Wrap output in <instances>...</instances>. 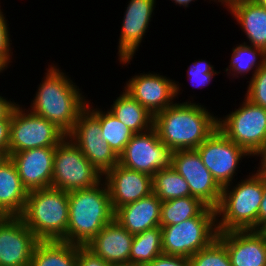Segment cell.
<instances>
[{"mask_svg":"<svg viewBox=\"0 0 266 266\" xmlns=\"http://www.w3.org/2000/svg\"><path fill=\"white\" fill-rule=\"evenodd\" d=\"M56 64H48L45 76L37 85L33 99H30L28 109L52 122L68 135L79 114L86 108L89 97L79 89L75 80L69 77V72L66 73Z\"/></svg>","mask_w":266,"mask_h":266,"instance_id":"obj_1","label":"cell"},{"mask_svg":"<svg viewBox=\"0 0 266 266\" xmlns=\"http://www.w3.org/2000/svg\"><path fill=\"white\" fill-rule=\"evenodd\" d=\"M194 101H177L154 116L153 127L172 152L196 149L218 129V115Z\"/></svg>","mask_w":266,"mask_h":266,"instance_id":"obj_2","label":"cell"},{"mask_svg":"<svg viewBox=\"0 0 266 266\" xmlns=\"http://www.w3.org/2000/svg\"><path fill=\"white\" fill-rule=\"evenodd\" d=\"M253 168L257 170L222 188L216 208L218 232L258 230V212L264 193L263 168Z\"/></svg>","mask_w":266,"mask_h":266,"instance_id":"obj_3","label":"cell"},{"mask_svg":"<svg viewBox=\"0 0 266 266\" xmlns=\"http://www.w3.org/2000/svg\"><path fill=\"white\" fill-rule=\"evenodd\" d=\"M67 243L86 246L114 219L109 191L104 181L97 186L68 192Z\"/></svg>","mask_w":266,"mask_h":266,"instance_id":"obj_4","label":"cell"},{"mask_svg":"<svg viewBox=\"0 0 266 266\" xmlns=\"http://www.w3.org/2000/svg\"><path fill=\"white\" fill-rule=\"evenodd\" d=\"M20 217L39 241L67 242L68 192L52 187L29 191Z\"/></svg>","mask_w":266,"mask_h":266,"instance_id":"obj_5","label":"cell"},{"mask_svg":"<svg viewBox=\"0 0 266 266\" xmlns=\"http://www.w3.org/2000/svg\"><path fill=\"white\" fill-rule=\"evenodd\" d=\"M243 97L238 108L217 117V126L227 138L256 159L266 148V109Z\"/></svg>","mask_w":266,"mask_h":266,"instance_id":"obj_6","label":"cell"},{"mask_svg":"<svg viewBox=\"0 0 266 266\" xmlns=\"http://www.w3.org/2000/svg\"><path fill=\"white\" fill-rule=\"evenodd\" d=\"M160 227L163 254L190 258L217 238L216 209L206 206L196 217Z\"/></svg>","mask_w":266,"mask_h":266,"instance_id":"obj_7","label":"cell"},{"mask_svg":"<svg viewBox=\"0 0 266 266\" xmlns=\"http://www.w3.org/2000/svg\"><path fill=\"white\" fill-rule=\"evenodd\" d=\"M103 181V175L67 136L55 147L52 188L66 192L88 189Z\"/></svg>","mask_w":266,"mask_h":266,"instance_id":"obj_8","label":"cell"},{"mask_svg":"<svg viewBox=\"0 0 266 266\" xmlns=\"http://www.w3.org/2000/svg\"><path fill=\"white\" fill-rule=\"evenodd\" d=\"M18 104L10 123L9 155L28 149L56 147L67 135L55 124Z\"/></svg>","mask_w":266,"mask_h":266,"instance_id":"obj_9","label":"cell"},{"mask_svg":"<svg viewBox=\"0 0 266 266\" xmlns=\"http://www.w3.org/2000/svg\"><path fill=\"white\" fill-rule=\"evenodd\" d=\"M203 164L223 188L237 180L243 159L252 157L240 146L227 138L219 129L214 131L196 148ZM237 171V172H236Z\"/></svg>","mask_w":266,"mask_h":266,"instance_id":"obj_10","label":"cell"},{"mask_svg":"<svg viewBox=\"0 0 266 266\" xmlns=\"http://www.w3.org/2000/svg\"><path fill=\"white\" fill-rule=\"evenodd\" d=\"M160 74L163 73L135 72L123 86V89L153 116L173 105L183 91V85L179 81Z\"/></svg>","mask_w":266,"mask_h":266,"instance_id":"obj_11","label":"cell"},{"mask_svg":"<svg viewBox=\"0 0 266 266\" xmlns=\"http://www.w3.org/2000/svg\"><path fill=\"white\" fill-rule=\"evenodd\" d=\"M172 153L152 127L148 131L133 135L119 156V164L153 176L161 169L171 167Z\"/></svg>","mask_w":266,"mask_h":266,"instance_id":"obj_12","label":"cell"},{"mask_svg":"<svg viewBox=\"0 0 266 266\" xmlns=\"http://www.w3.org/2000/svg\"><path fill=\"white\" fill-rule=\"evenodd\" d=\"M100 121L85 108L67 137L82 151L91 164L104 175L119 163V157L102 138Z\"/></svg>","mask_w":266,"mask_h":266,"instance_id":"obj_13","label":"cell"},{"mask_svg":"<svg viewBox=\"0 0 266 266\" xmlns=\"http://www.w3.org/2000/svg\"><path fill=\"white\" fill-rule=\"evenodd\" d=\"M156 0H129L120 27L117 60L123 66L131 65L139 47L150 29L155 15ZM149 28V29H148Z\"/></svg>","mask_w":266,"mask_h":266,"instance_id":"obj_14","label":"cell"},{"mask_svg":"<svg viewBox=\"0 0 266 266\" xmlns=\"http://www.w3.org/2000/svg\"><path fill=\"white\" fill-rule=\"evenodd\" d=\"M171 167L187 181L192 197L198 198L207 207L217 208L222 188L203 164L196 149L174 151Z\"/></svg>","mask_w":266,"mask_h":266,"instance_id":"obj_15","label":"cell"},{"mask_svg":"<svg viewBox=\"0 0 266 266\" xmlns=\"http://www.w3.org/2000/svg\"><path fill=\"white\" fill-rule=\"evenodd\" d=\"M38 241L20 216L5 217L0 222V266H30Z\"/></svg>","mask_w":266,"mask_h":266,"instance_id":"obj_16","label":"cell"},{"mask_svg":"<svg viewBox=\"0 0 266 266\" xmlns=\"http://www.w3.org/2000/svg\"><path fill=\"white\" fill-rule=\"evenodd\" d=\"M103 181L107 185L114 212L153 193L152 176L119 163L103 175Z\"/></svg>","mask_w":266,"mask_h":266,"instance_id":"obj_17","label":"cell"},{"mask_svg":"<svg viewBox=\"0 0 266 266\" xmlns=\"http://www.w3.org/2000/svg\"><path fill=\"white\" fill-rule=\"evenodd\" d=\"M54 152L55 147H42L10 154L28 192L51 187Z\"/></svg>","mask_w":266,"mask_h":266,"instance_id":"obj_18","label":"cell"},{"mask_svg":"<svg viewBox=\"0 0 266 266\" xmlns=\"http://www.w3.org/2000/svg\"><path fill=\"white\" fill-rule=\"evenodd\" d=\"M232 266H266V237L260 230L218 232Z\"/></svg>","mask_w":266,"mask_h":266,"instance_id":"obj_19","label":"cell"},{"mask_svg":"<svg viewBox=\"0 0 266 266\" xmlns=\"http://www.w3.org/2000/svg\"><path fill=\"white\" fill-rule=\"evenodd\" d=\"M133 238V234L113 219L86 247L112 266H129Z\"/></svg>","mask_w":266,"mask_h":266,"instance_id":"obj_20","label":"cell"},{"mask_svg":"<svg viewBox=\"0 0 266 266\" xmlns=\"http://www.w3.org/2000/svg\"><path fill=\"white\" fill-rule=\"evenodd\" d=\"M162 201L154 194L126 204L115 211L114 219L135 235L160 226Z\"/></svg>","mask_w":266,"mask_h":266,"instance_id":"obj_21","label":"cell"},{"mask_svg":"<svg viewBox=\"0 0 266 266\" xmlns=\"http://www.w3.org/2000/svg\"><path fill=\"white\" fill-rule=\"evenodd\" d=\"M240 26L247 41L243 43L266 52V8L253 0H236L225 8Z\"/></svg>","mask_w":266,"mask_h":266,"instance_id":"obj_22","label":"cell"},{"mask_svg":"<svg viewBox=\"0 0 266 266\" xmlns=\"http://www.w3.org/2000/svg\"><path fill=\"white\" fill-rule=\"evenodd\" d=\"M28 197L14 162L9 158L0 166V210L6 217L21 216Z\"/></svg>","mask_w":266,"mask_h":266,"instance_id":"obj_23","label":"cell"},{"mask_svg":"<svg viewBox=\"0 0 266 266\" xmlns=\"http://www.w3.org/2000/svg\"><path fill=\"white\" fill-rule=\"evenodd\" d=\"M118 95L107 110L135 134L150 130L154 116L123 88Z\"/></svg>","mask_w":266,"mask_h":266,"instance_id":"obj_24","label":"cell"},{"mask_svg":"<svg viewBox=\"0 0 266 266\" xmlns=\"http://www.w3.org/2000/svg\"><path fill=\"white\" fill-rule=\"evenodd\" d=\"M230 61L227 68H224L227 78L232 77L238 80L244 77L246 80L252 78L255 73L266 63V52L263 49L240 42L232 47ZM251 72V73H250ZM248 78H246L248 75Z\"/></svg>","mask_w":266,"mask_h":266,"instance_id":"obj_25","label":"cell"},{"mask_svg":"<svg viewBox=\"0 0 266 266\" xmlns=\"http://www.w3.org/2000/svg\"><path fill=\"white\" fill-rule=\"evenodd\" d=\"M30 266H78L77 245L65 241H38Z\"/></svg>","mask_w":266,"mask_h":266,"instance_id":"obj_26","label":"cell"},{"mask_svg":"<svg viewBox=\"0 0 266 266\" xmlns=\"http://www.w3.org/2000/svg\"><path fill=\"white\" fill-rule=\"evenodd\" d=\"M91 101L88 99L86 108L100 121L102 139L110 145L119 157L135 133L115 118L107 109L104 108L103 110V106L99 108L96 105L95 107Z\"/></svg>","mask_w":266,"mask_h":266,"instance_id":"obj_27","label":"cell"},{"mask_svg":"<svg viewBox=\"0 0 266 266\" xmlns=\"http://www.w3.org/2000/svg\"><path fill=\"white\" fill-rule=\"evenodd\" d=\"M163 254L162 230L155 227L134 235L129 266H145Z\"/></svg>","mask_w":266,"mask_h":266,"instance_id":"obj_28","label":"cell"},{"mask_svg":"<svg viewBox=\"0 0 266 266\" xmlns=\"http://www.w3.org/2000/svg\"><path fill=\"white\" fill-rule=\"evenodd\" d=\"M153 193L163 202L191 196L187 181L172 167L161 169L152 176Z\"/></svg>","mask_w":266,"mask_h":266,"instance_id":"obj_29","label":"cell"},{"mask_svg":"<svg viewBox=\"0 0 266 266\" xmlns=\"http://www.w3.org/2000/svg\"><path fill=\"white\" fill-rule=\"evenodd\" d=\"M205 207L204 203L192 196L163 201L160 226L175 225L196 217Z\"/></svg>","mask_w":266,"mask_h":266,"instance_id":"obj_30","label":"cell"},{"mask_svg":"<svg viewBox=\"0 0 266 266\" xmlns=\"http://www.w3.org/2000/svg\"><path fill=\"white\" fill-rule=\"evenodd\" d=\"M190 266H232L225 245L216 238L189 258Z\"/></svg>","mask_w":266,"mask_h":266,"instance_id":"obj_31","label":"cell"},{"mask_svg":"<svg viewBox=\"0 0 266 266\" xmlns=\"http://www.w3.org/2000/svg\"><path fill=\"white\" fill-rule=\"evenodd\" d=\"M187 79L192 87L204 88L212 83L213 78L220 74L221 71L215 70L214 65L206 59H196L187 67Z\"/></svg>","mask_w":266,"mask_h":266,"instance_id":"obj_32","label":"cell"},{"mask_svg":"<svg viewBox=\"0 0 266 266\" xmlns=\"http://www.w3.org/2000/svg\"><path fill=\"white\" fill-rule=\"evenodd\" d=\"M248 80L244 96L266 109V63Z\"/></svg>","mask_w":266,"mask_h":266,"instance_id":"obj_33","label":"cell"},{"mask_svg":"<svg viewBox=\"0 0 266 266\" xmlns=\"http://www.w3.org/2000/svg\"><path fill=\"white\" fill-rule=\"evenodd\" d=\"M1 1V0H0ZM0 5V60L8 67L12 64L13 61V49L12 46V39L10 35V28L8 24V19H6V13Z\"/></svg>","mask_w":266,"mask_h":266,"instance_id":"obj_34","label":"cell"},{"mask_svg":"<svg viewBox=\"0 0 266 266\" xmlns=\"http://www.w3.org/2000/svg\"><path fill=\"white\" fill-rule=\"evenodd\" d=\"M77 263L78 266H112L86 246L79 245H77Z\"/></svg>","mask_w":266,"mask_h":266,"instance_id":"obj_35","label":"cell"},{"mask_svg":"<svg viewBox=\"0 0 266 266\" xmlns=\"http://www.w3.org/2000/svg\"><path fill=\"white\" fill-rule=\"evenodd\" d=\"M145 266H190L189 258L161 254Z\"/></svg>","mask_w":266,"mask_h":266,"instance_id":"obj_36","label":"cell"},{"mask_svg":"<svg viewBox=\"0 0 266 266\" xmlns=\"http://www.w3.org/2000/svg\"><path fill=\"white\" fill-rule=\"evenodd\" d=\"M11 120L12 118L0 119V150L9 151Z\"/></svg>","mask_w":266,"mask_h":266,"instance_id":"obj_37","label":"cell"},{"mask_svg":"<svg viewBox=\"0 0 266 266\" xmlns=\"http://www.w3.org/2000/svg\"><path fill=\"white\" fill-rule=\"evenodd\" d=\"M3 94H0V119L12 118V112L14 108L19 104L13 99L6 98ZM12 100V101H11Z\"/></svg>","mask_w":266,"mask_h":266,"instance_id":"obj_38","label":"cell"},{"mask_svg":"<svg viewBox=\"0 0 266 266\" xmlns=\"http://www.w3.org/2000/svg\"><path fill=\"white\" fill-rule=\"evenodd\" d=\"M263 198L260 203L258 212V230H261L266 225V169L263 168Z\"/></svg>","mask_w":266,"mask_h":266,"instance_id":"obj_39","label":"cell"},{"mask_svg":"<svg viewBox=\"0 0 266 266\" xmlns=\"http://www.w3.org/2000/svg\"><path fill=\"white\" fill-rule=\"evenodd\" d=\"M170 1H172V3H174L175 6L177 5V6L182 7V8H184V7L187 8V7H190L189 4H192V2H195L197 0H170ZM204 1H206V0H204Z\"/></svg>","mask_w":266,"mask_h":266,"instance_id":"obj_40","label":"cell"},{"mask_svg":"<svg viewBox=\"0 0 266 266\" xmlns=\"http://www.w3.org/2000/svg\"><path fill=\"white\" fill-rule=\"evenodd\" d=\"M258 159H259V162L257 165L266 169V148L264 149L262 154L259 156V158H257L256 160L258 161Z\"/></svg>","mask_w":266,"mask_h":266,"instance_id":"obj_41","label":"cell"},{"mask_svg":"<svg viewBox=\"0 0 266 266\" xmlns=\"http://www.w3.org/2000/svg\"><path fill=\"white\" fill-rule=\"evenodd\" d=\"M9 158V151L0 150V166H2Z\"/></svg>","mask_w":266,"mask_h":266,"instance_id":"obj_42","label":"cell"},{"mask_svg":"<svg viewBox=\"0 0 266 266\" xmlns=\"http://www.w3.org/2000/svg\"><path fill=\"white\" fill-rule=\"evenodd\" d=\"M213 1L215 3H219L220 6H222L223 8H226L230 3H232L233 1H236V0H209V3Z\"/></svg>","mask_w":266,"mask_h":266,"instance_id":"obj_43","label":"cell"},{"mask_svg":"<svg viewBox=\"0 0 266 266\" xmlns=\"http://www.w3.org/2000/svg\"><path fill=\"white\" fill-rule=\"evenodd\" d=\"M7 69L8 67L0 60V75H2L1 73H4Z\"/></svg>","mask_w":266,"mask_h":266,"instance_id":"obj_44","label":"cell"},{"mask_svg":"<svg viewBox=\"0 0 266 266\" xmlns=\"http://www.w3.org/2000/svg\"><path fill=\"white\" fill-rule=\"evenodd\" d=\"M256 4L266 8V0H253Z\"/></svg>","mask_w":266,"mask_h":266,"instance_id":"obj_45","label":"cell"},{"mask_svg":"<svg viewBox=\"0 0 266 266\" xmlns=\"http://www.w3.org/2000/svg\"><path fill=\"white\" fill-rule=\"evenodd\" d=\"M6 216L3 214V212L0 210V222L5 218Z\"/></svg>","mask_w":266,"mask_h":266,"instance_id":"obj_46","label":"cell"},{"mask_svg":"<svg viewBox=\"0 0 266 266\" xmlns=\"http://www.w3.org/2000/svg\"><path fill=\"white\" fill-rule=\"evenodd\" d=\"M266 237V225L260 230Z\"/></svg>","mask_w":266,"mask_h":266,"instance_id":"obj_47","label":"cell"}]
</instances>
